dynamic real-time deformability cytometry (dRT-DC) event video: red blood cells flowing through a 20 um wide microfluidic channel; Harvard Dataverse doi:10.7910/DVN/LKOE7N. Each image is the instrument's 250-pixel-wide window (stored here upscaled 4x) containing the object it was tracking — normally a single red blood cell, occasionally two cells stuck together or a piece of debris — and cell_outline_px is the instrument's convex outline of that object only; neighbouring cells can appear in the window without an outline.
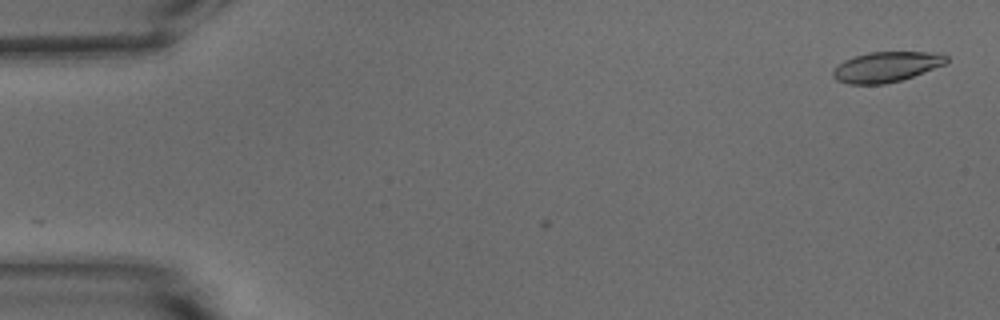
{"species": "common noctule bat (a hibernating species)", "species_latin": "Nyctalus noctula", "temperature_condition": "warm", "stored_images_in_passage": 5, "camera_frame_rate_fps": 3000, "um_per_image_px": 0.085, "animal": {"sex": "male", "body_mass_g": 15.6}, "frame": {"image": 1, "passage_image": 1, "time_ms": 0.0, "image_size_px": [1000, 320], "cell_outline_px": [[948, 60], [944, 64], [912, 76], [900, 80], [884, 84], [848, 84], [836, 80], [832, 76], [832, 72], [844, 60], [852, 56], [868, 52], [928, 52], [948, 56]], "centroid_in_image_um": [75.28, 5.68], "position_along_channel_um": 9.7, "area_um2": 19.77}}